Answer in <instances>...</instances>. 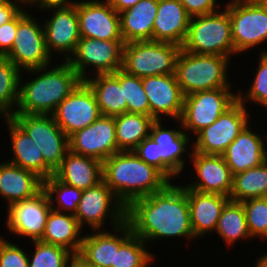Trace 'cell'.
Segmentation results:
<instances>
[{
    "mask_svg": "<svg viewBox=\"0 0 267 267\" xmlns=\"http://www.w3.org/2000/svg\"><path fill=\"white\" fill-rule=\"evenodd\" d=\"M132 233L146 243L161 238L195 239L187 199V187L170 182L162 191L132 201L126 207Z\"/></svg>",
    "mask_w": 267,
    "mask_h": 267,
    "instance_id": "cell-1",
    "label": "cell"
},
{
    "mask_svg": "<svg viewBox=\"0 0 267 267\" xmlns=\"http://www.w3.org/2000/svg\"><path fill=\"white\" fill-rule=\"evenodd\" d=\"M103 181L125 207L135 199L162 191L171 181L133 151H120L102 163Z\"/></svg>",
    "mask_w": 267,
    "mask_h": 267,
    "instance_id": "cell-2",
    "label": "cell"
},
{
    "mask_svg": "<svg viewBox=\"0 0 267 267\" xmlns=\"http://www.w3.org/2000/svg\"><path fill=\"white\" fill-rule=\"evenodd\" d=\"M26 70L37 75L31 81H19V96L14 114H52L56 107L82 81L66 60L62 64ZM50 69V70H49ZM35 73V74H34Z\"/></svg>",
    "mask_w": 267,
    "mask_h": 267,
    "instance_id": "cell-3",
    "label": "cell"
},
{
    "mask_svg": "<svg viewBox=\"0 0 267 267\" xmlns=\"http://www.w3.org/2000/svg\"><path fill=\"white\" fill-rule=\"evenodd\" d=\"M229 57L195 54L182 48L176 59L175 75L183 94L217 88H232L228 81Z\"/></svg>",
    "mask_w": 267,
    "mask_h": 267,
    "instance_id": "cell-4",
    "label": "cell"
},
{
    "mask_svg": "<svg viewBox=\"0 0 267 267\" xmlns=\"http://www.w3.org/2000/svg\"><path fill=\"white\" fill-rule=\"evenodd\" d=\"M223 11L193 16L190 19L188 34L181 47L195 54L234 56V44L229 13L226 4Z\"/></svg>",
    "mask_w": 267,
    "mask_h": 267,
    "instance_id": "cell-5",
    "label": "cell"
},
{
    "mask_svg": "<svg viewBox=\"0 0 267 267\" xmlns=\"http://www.w3.org/2000/svg\"><path fill=\"white\" fill-rule=\"evenodd\" d=\"M179 45L158 41L124 43L122 68L140 78L175 74Z\"/></svg>",
    "mask_w": 267,
    "mask_h": 267,
    "instance_id": "cell-6",
    "label": "cell"
},
{
    "mask_svg": "<svg viewBox=\"0 0 267 267\" xmlns=\"http://www.w3.org/2000/svg\"><path fill=\"white\" fill-rule=\"evenodd\" d=\"M230 89L217 88L186 95L182 115L177 121L179 126H182L181 130L186 133L191 131L195 136L203 128L214 123L238 100V94Z\"/></svg>",
    "mask_w": 267,
    "mask_h": 267,
    "instance_id": "cell-7",
    "label": "cell"
},
{
    "mask_svg": "<svg viewBox=\"0 0 267 267\" xmlns=\"http://www.w3.org/2000/svg\"><path fill=\"white\" fill-rule=\"evenodd\" d=\"M7 57L20 71L43 68L51 64L40 22L23 9L17 15V32Z\"/></svg>",
    "mask_w": 267,
    "mask_h": 267,
    "instance_id": "cell-8",
    "label": "cell"
},
{
    "mask_svg": "<svg viewBox=\"0 0 267 267\" xmlns=\"http://www.w3.org/2000/svg\"><path fill=\"white\" fill-rule=\"evenodd\" d=\"M231 22L234 54L247 52L267 41V7L254 0H232L226 4Z\"/></svg>",
    "mask_w": 267,
    "mask_h": 267,
    "instance_id": "cell-9",
    "label": "cell"
},
{
    "mask_svg": "<svg viewBox=\"0 0 267 267\" xmlns=\"http://www.w3.org/2000/svg\"><path fill=\"white\" fill-rule=\"evenodd\" d=\"M11 118L31 137L44 162L55 171L69 150V142L52 114H13Z\"/></svg>",
    "mask_w": 267,
    "mask_h": 267,
    "instance_id": "cell-10",
    "label": "cell"
},
{
    "mask_svg": "<svg viewBox=\"0 0 267 267\" xmlns=\"http://www.w3.org/2000/svg\"><path fill=\"white\" fill-rule=\"evenodd\" d=\"M74 216L81 228L87 224L92 231H99L107 219L111 220L113 228L124 223L126 207L102 180L83 191Z\"/></svg>",
    "mask_w": 267,
    "mask_h": 267,
    "instance_id": "cell-11",
    "label": "cell"
},
{
    "mask_svg": "<svg viewBox=\"0 0 267 267\" xmlns=\"http://www.w3.org/2000/svg\"><path fill=\"white\" fill-rule=\"evenodd\" d=\"M124 40H99L83 38L67 62L82 81L88 78L87 69L93 67L96 74L114 73L122 68Z\"/></svg>",
    "mask_w": 267,
    "mask_h": 267,
    "instance_id": "cell-12",
    "label": "cell"
},
{
    "mask_svg": "<svg viewBox=\"0 0 267 267\" xmlns=\"http://www.w3.org/2000/svg\"><path fill=\"white\" fill-rule=\"evenodd\" d=\"M248 108L237 100L229 109L210 126L203 128L197 137L192 151L206 155H222L226 148L248 125L250 114Z\"/></svg>",
    "mask_w": 267,
    "mask_h": 267,
    "instance_id": "cell-13",
    "label": "cell"
},
{
    "mask_svg": "<svg viewBox=\"0 0 267 267\" xmlns=\"http://www.w3.org/2000/svg\"><path fill=\"white\" fill-rule=\"evenodd\" d=\"M101 115L94 93L84 81L52 113L57 125L68 137L91 125Z\"/></svg>",
    "mask_w": 267,
    "mask_h": 267,
    "instance_id": "cell-14",
    "label": "cell"
},
{
    "mask_svg": "<svg viewBox=\"0 0 267 267\" xmlns=\"http://www.w3.org/2000/svg\"><path fill=\"white\" fill-rule=\"evenodd\" d=\"M7 207L5 224L10 234L27 237L32 241L42 238L48 215L52 210L44 190L30 199L16 201Z\"/></svg>",
    "mask_w": 267,
    "mask_h": 267,
    "instance_id": "cell-15",
    "label": "cell"
},
{
    "mask_svg": "<svg viewBox=\"0 0 267 267\" xmlns=\"http://www.w3.org/2000/svg\"><path fill=\"white\" fill-rule=\"evenodd\" d=\"M69 150L73 153L95 158L102 163L120 152L116 142L115 116L101 115L84 129L68 137Z\"/></svg>",
    "mask_w": 267,
    "mask_h": 267,
    "instance_id": "cell-16",
    "label": "cell"
},
{
    "mask_svg": "<svg viewBox=\"0 0 267 267\" xmlns=\"http://www.w3.org/2000/svg\"><path fill=\"white\" fill-rule=\"evenodd\" d=\"M80 37L123 40L119 13L106 0H86L76 4Z\"/></svg>",
    "mask_w": 267,
    "mask_h": 267,
    "instance_id": "cell-17",
    "label": "cell"
},
{
    "mask_svg": "<svg viewBox=\"0 0 267 267\" xmlns=\"http://www.w3.org/2000/svg\"><path fill=\"white\" fill-rule=\"evenodd\" d=\"M144 91L150 104V116L155 120L171 117L176 121L183 112L184 97L175 74L142 78Z\"/></svg>",
    "mask_w": 267,
    "mask_h": 267,
    "instance_id": "cell-18",
    "label": "cell"
},
{
    "mask_svg": "<svg viewBox=\"0 0 267 267\" xmlns=\"http://www.w3.org/2000/svg\"><path fill=\"white\" fill-rule=\"evenodd\" d=\"M52 18H48L43 26L46 48L53 57L58 52L68 60L74 53L80 40L79 19L76 5L67 8H52ZM61 52V53H60Z\"/></svg>",
    "mask_w": 267,
    "mask_h": 267,
    "instance_id": "cell-19",
    "label": "cell"
},
{
    "mask_svg": "<svg viewBox=\"0 0 267 267\" xmlns=\"http://www.w3.org/2000/svg\"><path fill=\"white\" fill-rule=\"evenodd\" d=\"M161 124V120H155L149 136L158 146V170L172 182L173 177L179 176L178 174L184 170L185 159L182 158L184 152L192 154L187 148L191 139L184 130H169Z\"/></svg>",
    "mask_w": 267,
    "mask_h": 267,
    "instance_id": "cell-20",
    "label": "cell"
},
{
    "mask_svg": "<svg viewBox=\"0 0 267 267\" xmlns=\"http://www.w3.org/2000/svg\"><path fill=\"white\" fill-rule=\"evenodd\" d=\"M190 157L197 177L195 176L196 180L186 187L202 193H216L229 197L233 176L223 156L192 151Z\"/></svg>",
    "mask_w": 267,
    "mask_h": 267,
    "instance_id": "cell-21",
    "label": "cell"
},
{
    "mask_svg": "<svg viewBox=\"0 0 267 267\" xmlns=\"http://www.w3.org/2000/svg\"><path fill=\"white\" fill-rule=\"evenodd\" d=\"M103 230L105 229L85 235L77 255L86 264L93 267H112L115 265L116 251L133 234L126 221L114 228V234Z\"/></svg>",
    "mask_w": 267,
    "mask_h": 267,
    "instance_id": "cell-22",
    "label": "cell"
},
{
    "mask_svg": "<svg viewBox=\"0 0 267 267\" xmlns=\"http://www.w3.org/2000/svg\"><path fill=\"white\" fill-rule=\"evenodd\" d=\"M248 124L222 154L231 174L236 175L267 160L266 142Z\"/></svg>",
    "mask_w": 267,
    "mask_h": 267,
    "instance_id": "cell-23",
    "label": "cell"
},
{
    "mask_svg": "<svg viewBox=\"0 0 267 267\" xmlns=\"http://www.w3.org/2000/svg\"><path fill=\"white\" fill-rule=\"evenodd\" d=\"M191 16L179 0H158L154 20L153 41L183 46L188 34Z\"/></svg>",
    "mask_w": 267,
    "mask_h": 267,
    "instance_id": "cell-24",
    "label": "cell"
},
{
    "mask_svg": "<svg viewBox=\"0 0 267 267\" xmlns=\"http://www.w3.org/2000/svg\"><path fill=\"white\" fill-rule=\"evenodd\" d=\"M190 209V223L196 237H205L206 233L216 230L217 222L229 197L216 193H202L187 188ZM212 231V232H210Z\"/></svg>",
    "mask_w": 267,
    "mask_h": 267,
    "instance_id": "cell-25",
    "label": "cell"
},
{
    "mask_svg": "<svg viewBox=\"0 0 267 267\" xmlns=\"http://www.w3.org/2000/svg\"><path fill=\"white\" fill-rule=\"evenodd\" d=\"M4 121L10 132L14 156L7 162L32 171L43 180L54 175V171L44 162L42 152L34 145L31 137L12 118H5Z\"/></svg>",
    "mask_w": 267,
    "mask_h": 267,
    "instance_id": "cell-26",
    "label": "cell"
},
{
    "mask_svg": "<svg viewBox=\"0 0 267 267\" xmlns=\"http://www.w3.org/2000/svg\"><path fill=\"white\" fill-rule=\"evenodd\" d=\"M54 176L82 191L97 185L103 180L102 162L68 150Z\"/></svg>",
    "mask_w": 267,
    "mask_h": 267,
    "instance_id": "cell-27",
    "label": "cell"
},
{
    "mask_svg": "<svg viewBox=\"0 0 267 267\" xmlns=\"http://www.w3.org/2000/svg\"><path fill=\"white\" fill-rule=\"evenodd\" d=\"M43 190V179L34 172L13 165L0 163V196L10 204L30 199Z\"/></svg>",
    "mask_w": 267,
    "mask_h": 267,
    "instance_id": "cell-28",
    "label": "cell"
},
{
    "mask_svg": "<svg viewBox=\"0 0 267 267\" xmlns=\"http://www.w3.org/2000/svg\"><path fill=\"white\" fill-rule=\"evenodd\" d=\"M157 11L158 0H140L133 7L120 12V29L124 43L153 41Z\"/></svg>",
    "mask_w": 267,
    "mask_h": 267,
    "instance_id": "cell-29",
    "label": "cell"
},
{
    "mask_svg": "<svg viewBox=\"0 0 267 267\" xmlns=\"http://www.w3.org/2000/svg\"><path fill=\"white\" fill-rule=\"evenodd\" d=\"M81 231L73 214L51 210L40 241L66 248L78 255L84 237L82 234L80 236Z\"/></svg>",
    "mask_w": 267,
    "mask_h": 267,
    "instance_id": "cell-30",
    "label": "cell"
},
{
    "mask_svg": "<svg viewBox=\"0 0 267 267\" xmlns=\"http://www.w3.org/2000/svg\"><path fill=\"white\" fill-rule=\"evenodd\" d=\"M84 82L93 91L100 112L104 116H117L127 112L123 88L118 79L112 74H95Z\"/></svg>",
    "mask_w": 267,
    "mask_h": 267,
    "instance_id": "cell-31",
    "label": "cell"
},
{
    "mask_svg": "<svg viewBox=\"0 0 267 267\" xmlns=\"http://www.w3.org/2000/svg\"><path fill=\"white\" fill-rule=\"evenodd\" d=\"M155 119L136 113H123L115 116V134L120 151H133L140 142L149 137Z\"/></svg>",
    "mask_w": 267,
    "mask_h": 267,
    "instance_id": "cell-32",
    "label": "cell"
},
{
    "mask_svg": "<svg viewBox=\"0 0 267 267\" xmlns=\"http://www.w3.org/2000/svg\"><path fill=\"white\" fill-rule=\"evenodd\" d=\"M215 231L228 246L236 244L241 238V240L251 238L242 202L229 200L225 204Z\"/></svg>",
    "mask_w": 267,
    "mask_h": 267,
    "instance_id": "cell-33",
    "label": "cell"
},
{
    "mask_svg": "<svg viewBox=\"0 0 267 267\" xmlns=\"http://www.w3.org/2000/svg\"><path fill=\"white\" fill-rule=\"evenodd\" d=\"M267 195V160L261 165L233 175L230 200L242 202Z\"/></svg>",
    "mask_w": 267,
    "mask_h": 267,
    "instance_id": "cell-34",
    "label": "cell"
},
{
    "mask_svg": "<svg viewBox=\"0 0 267 267\" xmlns=\"http://www.w3.org/2000/svg\"><path fill=\"white\" fill-rule=\"evenodd\" d=\"M21 72L7 57L0 56V116L3 119L11 118L16 111Z\"/></svg>",
    "mask_w": 267,
    "mask_h": 267,
    "instance_id": "cell-35",
    "label": "cell"
},
{
    "mask_svg": "<svg viewBox=\"0 0 267 267\" xmlns=\"http://www.w3.org/2000/svg\"><path fill=\"white\" fill-rule=\"evenodd\" d=\"M43 190L48 195L52 210L62 213L70 212L73 215L76 213L78 203L83 194L82 190L67 185L54 175L43 180Z\"/></svg>",
    "mask_w": 267,
    "mask_h": 267,
    "instance_id": "cell-36",
    "label": "cell"
},
{
    "mask_svg": "<svg viewBox=\"0 0 267 267\" xmlns=\"http://www.w3.org/2000/svg\"><path fill=\"white\" fill-rule=\"evenodd\" d=\"M123 88L124 99L127 103V112L150 116V104L144 87L142 78L131 75L123 69L112 73Z\"/></svg>",
    "mask_w": 267,
    "mask_h": 267,
    "instance_id": "cell-37",
    "label": "cell"
},
{
    "mask_svg": "<svg viewBox=\"0 0 267 267\" xmlns=\"http://www.w3.org/2000/svg\"><path fill=\"white\" fill-rule=\"evenodd\" d=\"M147 243L132 234L116 251L112 267H149L154 255L146 250Z\"/></svg>",
    "mask_w": 267,
    "mask_h": 267,
    "instance_id": "cell-38",
    "label": "cell"
},
{
    "mask_svg": "<svg viewBox=\"0 0 267 267\" xmlns=\"http://www.w3.org/2000/svg\"><path fill=\"white\" fill-rule=\"evenodd\" d=\"M35 251L28 257L29 267H67L75 256L66 248L48 244L40 240L33 241Z\"/></svg>",
    "mask_w": 267,
    "mask_h": 267,
    "instance_id": "cell-39",
    "label": "cell"
},
{
    "mask_svg": "<svg viewBox=\"0 0 267 267\" xmlns=\"http://www.w3.org/2000/svg\"><path fill=\"white\" fill-rule=\"evenodd\" d=\"M251 238H267V199L250 198L242 201Z\"/></svg>",
    "mask_w": 267,
    "mask_h": 267,
    "instance_id": "cell-40",
    "label": "cell"
},
{
    "mask_svg": "<svg viewBox=\"0 0 267 267\" xmlns=\"http://www.w3.org/2000/svg\"><path fill=\"white\" fill-rule=\"evenodd\" d=\"M259 55L258 69H256L255 77L251 81L249 89L246 94L244 93L245 96L240 91L237 94L238 100L245 106H247L246 101L249 100L248 102L259 103V105L267 108V50H262Z\"/></svg>",
    "mask_w": 267,
    "mask_h": 267,
    "instance_id": "cell-41",
    "label": "cell"
},
{
    "mask_svg": "<svg viewBox=\"0 0 267 267\" xmlns=\"http://www.w3.org/2000/svg\"><path fill=\"white\" fill-rule=\"evenodd\" d=\"M26 251L0 236V267H29Z\"/></svg>",
    "mask_w": 267,
    "mask_h": 267,
    "instance_id": "cell-42",
    "label": "cell"
},
{
    "mask_svg": "<svg viewBox=\"0 0 267 267\" xmlns=\"http://www.w3.org/2000/svg\"><path fill=\"white\" fill-rule=\"evenodd\" d=\"M133 152L141 160L158 169V146L150 136L143 139Z\"/></svg>",
    "mask_w": 267,
    "mask_h": 267,
    "instance_id": "cell-43",
    "label": "cell"
},
{
    "mask_svg": "<svg viewBox=\"0 0 267 267\" xmlns=\"http://www.w3.org/2000/svg\"><path fill=\"white\" fill-rule=\"evenodd\" d=\"M179 2L191 17L218 11L217 0H179Z\"/></svg>",
    "mask_w": 267,
    "mask_h": 267,
    "instance_id": "cell-44",
    "label": "cell"
},
{
    "mask_svg": "<svg viewBox=\"0 0 267 267\" xmlns=\"http://www.w3.org/2000/svg\"><path fill=\"white\" fill-rule=\"evenodd\" d=\"M17 32V16L0 26V56L5 57L11 50Z\"/></svg>",
    "mask_w": 267,
    "mask_h": 267,
    "instance_id": "cell-45",
    "label": "cell"
},
{
    "mask_svg": "<svg viewBox=\"0 0 267 267\" xmlns=\"http://www.w3.org/2000/svg\"><path fill=\"white\" fill-rule=\"evenodd\" d=\"M25 0H0V26L13 20L24 8Z\"/></svg>",
    "mask_w": 267,
    "mask_h": 267,
    "instance_id": "cell-46",
    "label": "cell"
},
{
    "mask_svg": "<svg viewBox=\"0 0 267 267\" xmlns=\"http://www.w3.org/2000/svg\"><path fill=\"white\" fill-rule=\"evenodd\" d=\"M77 3L78 1L76 2L72 0H25L26 5L35 6V4H37L41 10H48L52 8H67L74 6Z\"/></svg>",
    "mask_w": 267,
    "mask_h": 267,
    "instance_id": "cell-47",
    "label": "cell"
},
{
    "mask_svg": "<svg viewBox=\"0 0 267 267\" xmlns=\"http://www.w3.org/2000/svg\"><path fill=\"white\" fill-rule=\"evenodd\" d=\"M118 13L133 7L140 0H106Z\"/></svg>",
    "mask_w": 267,
    "mask_h": 267,
    "instance_id": "cell-48",
    "label": "cell"
},
{
    "mask_svg": "<svg viewBox=\"0 0 267 267\" xmlns=\"http://www.w3.org/2000/svg\"><path fill=\"white\" fill-rule=\"evenodd\" d=\"M67 267H93L86 264L81 258L75 255L69 262Z\"/></svg>",
    "mask_w": 267,
    "mask_h": 267,
    "instance_id": "cell-49",
    "label": "cell"
},
{
    "mask_svg": "<svg viewBox=\"0 0 267 267\" xmlns=\"http://www.w3.org/2000/svg\"><path fill=\"white\" fill-rule=\"evenodd\" d=\"M256 267H267V254L260 256L257 259Z\"/></svg>",
    "mask_w": 267,
    "mask_h": 267,
    "instance_id": "cell-50",
    "label": "cell"
},
{
    "mask_svg": "<svg viewBox=\"0 0 267 267\" xmlns=\"http://www.w3.org/2000/svg\"><path fill=\"white\" fill-rule=\"evenodd\" d=\"M254 1L261 6L267 7V0H254Z\"/></svg>",
    "mask_w": 267,
    "mask_h": 267,
    "instance_id": "cell-51",
    "label": "cell"
}]
</instances>
